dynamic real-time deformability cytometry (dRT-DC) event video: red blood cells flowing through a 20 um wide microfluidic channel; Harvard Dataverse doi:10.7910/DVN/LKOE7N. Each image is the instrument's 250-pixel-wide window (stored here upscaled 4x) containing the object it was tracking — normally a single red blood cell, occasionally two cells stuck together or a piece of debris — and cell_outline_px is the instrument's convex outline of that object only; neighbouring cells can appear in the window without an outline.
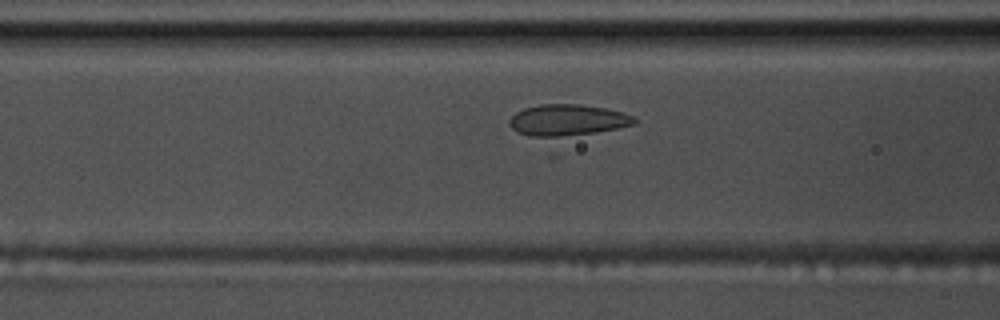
{"species": "common noctule bat (a hibernating species)", "species_latin": "Nyctalus noctula", "temperature_condition": "warm", "stored_images_in_passage": 13, "camera_frame_rate_fps": 3000, "um_per_image_px": 0.085, "animal": {"sex": "male", "body_mass_g": 17.5, "forearm_length_mm": 52.3}, "frame": {"image": 1, "passage_image": 11, "time_ms": 3.333, "image_size_px": [1000, 320], "cell_outline_px": [[636, 124], [596, 132], [552, 140], [532, 136], [516, 132], [508, 124], [508, 120], [516, 112], [524, 108], [540, 104], [580, 104], [604, 108], [620, 112], [632, 116], [636, 120]], "centroid_in_image_um": [48.16, 10.24], "position_along_channel_um": 118.4, "area_um2": 23.29}}